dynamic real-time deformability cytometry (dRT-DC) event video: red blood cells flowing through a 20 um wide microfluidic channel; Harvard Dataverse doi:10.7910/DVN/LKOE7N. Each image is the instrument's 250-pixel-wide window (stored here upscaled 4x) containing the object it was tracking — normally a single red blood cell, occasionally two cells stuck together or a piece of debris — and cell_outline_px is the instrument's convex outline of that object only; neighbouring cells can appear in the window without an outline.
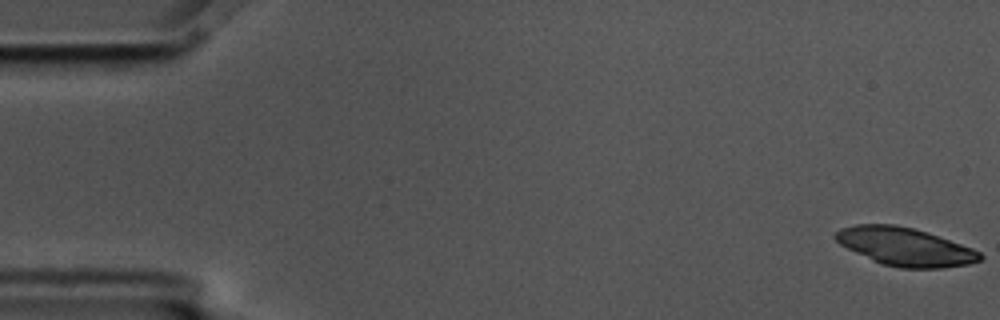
{"species": "common noctule bat (a hibernating species)", "species_latin": "Nyctalus noctula", "temperature_condition": "cold", "stored_images_in_passage": 5, "camera_frame_rate_fps": 3000, "um_per_image_px": 0.085, "animal": {"sex": "male", "body_mass_g": 17.5, "forearm_length_mm": 52.3}, "frame": {"image": 1, "passage_image": 1, "time_ms": 0.0, "image_size_px": [1000, 320], "cell_outline_px": [[984, 256], [980, 260], [968, 264], [940, 268], [900, 268], [884, 264], [872, 260], [840, 244], [832, 236], [840, 228], [856, 224], [896, 224], [928, 232], [972, 248], [980, 252]], "centroid_in_image_um": [76.92, 20.96], "position_along_channel_um": 8.1, "area_um2": 31.96}}